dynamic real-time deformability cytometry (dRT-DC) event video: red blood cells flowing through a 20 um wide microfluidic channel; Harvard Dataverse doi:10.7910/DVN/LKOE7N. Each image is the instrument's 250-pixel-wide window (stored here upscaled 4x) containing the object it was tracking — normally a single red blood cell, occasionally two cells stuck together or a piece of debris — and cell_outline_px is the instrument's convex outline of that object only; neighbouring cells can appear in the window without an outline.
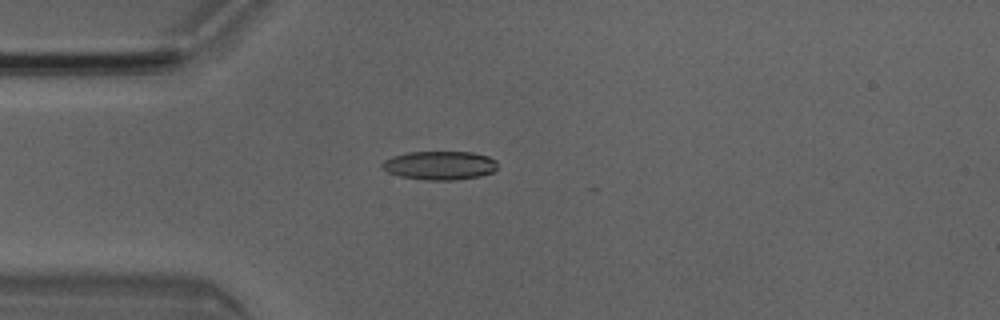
{"species": "Egyptian fruit bat (a non-hibernating species)", "species_latin": "Rousettus aegyptiacus", "temperature_condition": "room temperature", "stored_images_in_passage": 31, "camera_frame_rate_fps": 3000, "um_per_image_px": 0.085, "animal": {"sex": "male"}, "frame": {"image": 1, "passage_image": 1, "time_ms": 0.0, "image_size_px": [1000, 320], "cell_outline_px": [[496, 168], [492, 172], [480, 176], [452, 180], [424, 180], [400, 176], [388, 172], [380, 164], [384, 160], [392, 156], [408, 152], [472, 152], [488, 156], [496, 160]], "centroid_in_image_um": [37.36, 14.05], "position_along_channel_um": 47.6, "area_um2": 19.25}}
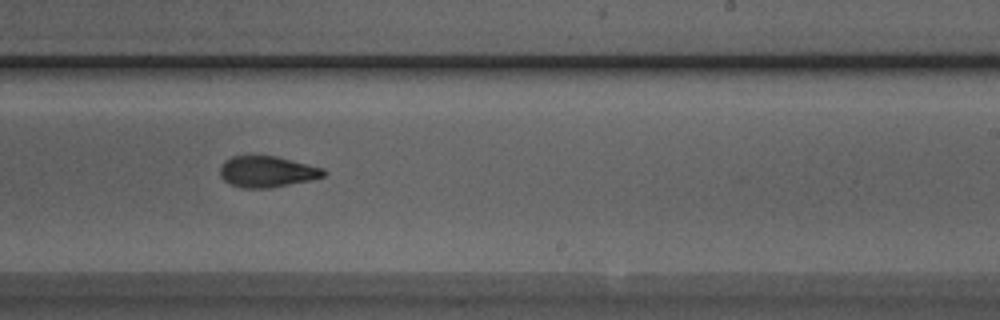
{"frame": {"image": 2, "passage_image": 18, "time_ms": 5.667, "image_size_px": [1000, 320], "cell_outline_px": [[328, 172], [324, 176], [312, 180], [272, 188], [240, 188], [228, 184], [220, 176], [220, 164], [224, 160], [232, 156], [276, 156], [324, 168]], "centroid_in_image_um": [22.69, 14.6], "position_along_channel_um": 266.3, "area_um2": 19.13}}
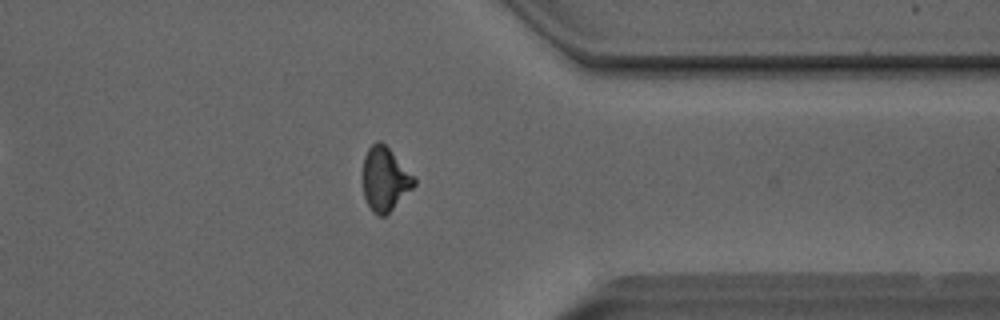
{"frame": {"image": 3, "passage_image": 27, "time_ms": 8.667, "image_size_px": [1000, 320], "cell_outline_px": [[416, 184], [384, 216], [376, 216], [372, 212], [364, 196], [364, 156], [368, 148], [376, 140], [380, 140], [392, 152], [416, 180]], "centroid_in_image_um": [32.7, 15.22], "position_along_channel_um": 378.7, "area_um2": 18.5}, "authors_computed_cell_mechanics": {"area_um2": 19.4208, "velocity_mm_per_s": 4.0688, "shape_relaxation_time_tau1_ms": 4.7722, "shape_relaxation_time_tau2_ms": 2.5734, "deformation_change_tau1": 0.1399, "deformation_change_tau2": 0.096}}